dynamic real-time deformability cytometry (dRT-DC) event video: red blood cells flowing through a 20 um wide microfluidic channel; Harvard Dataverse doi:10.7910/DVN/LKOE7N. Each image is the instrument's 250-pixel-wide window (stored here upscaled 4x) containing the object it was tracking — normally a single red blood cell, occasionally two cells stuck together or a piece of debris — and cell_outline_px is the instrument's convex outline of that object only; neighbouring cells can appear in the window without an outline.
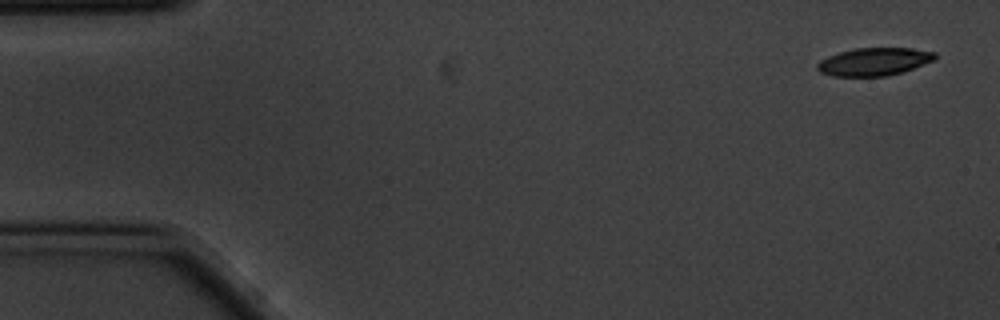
{"species": "common noctule bat (a hibernating species)", "species_latin": "Nyctalus noctula", "temperature_condition": "cold", "stored_images_in_passage": 4, "camera_frame_rate_fps": 3000, "um_per_image_px": 0.085, "animal": {"sex": "male", "body_mass_g": 20.1, "forearm_length_mm": 53.5}, "frame": {"image": 1, "passage_image": 1, "time_ms": 0.0, "image_size_px": [1000, 320], "cell_outline_px": [[936, 60], [888, 76], [832, 76], [820, 72], [816, 68], [816, 64], [820, 60], [828, 56], [840, 52], [856, 48], [912, 48], [936, 52]], "centroid_in_image_um": [74.29, 5.24], "position_along_channel_um": 10.7, "area_um2": 19.07}}